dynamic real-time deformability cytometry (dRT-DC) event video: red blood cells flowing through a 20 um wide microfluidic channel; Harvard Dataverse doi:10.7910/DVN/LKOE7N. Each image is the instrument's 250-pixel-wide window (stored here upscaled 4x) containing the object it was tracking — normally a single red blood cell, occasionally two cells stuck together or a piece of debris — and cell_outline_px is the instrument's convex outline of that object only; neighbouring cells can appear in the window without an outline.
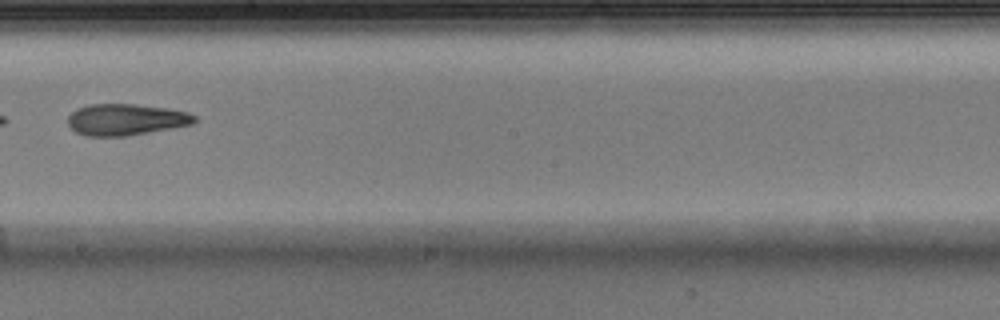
{"species": "Egyptian fruit bat (a non-hibernating species)", "species_latin": "Rousettus aegyptiacus", "temperature_condition": "warm", "stored_images_in_passage": 31, "camera_frame_rate_fps": 3000, "um_per_image_px": 0.085, "animal": {"sex": "male"}, "frame": {"image": 1, "passage_image": 14, "time_ms": 4.333, "image_size_px": [1000, 320], "cell_outline_px": [[196, 120], [192, 124], [172, 128], [124, 136], [84, 136], [76, 132], [68, 124], [68, 116], [76, 108], [88, 104], [136, 104], [168, 108], [188, 112], [196, 116]], "centroid_in_image_um": [10.68, 10.15], "position_along_channel_um": 237.5, "area_um2": 23.24}}